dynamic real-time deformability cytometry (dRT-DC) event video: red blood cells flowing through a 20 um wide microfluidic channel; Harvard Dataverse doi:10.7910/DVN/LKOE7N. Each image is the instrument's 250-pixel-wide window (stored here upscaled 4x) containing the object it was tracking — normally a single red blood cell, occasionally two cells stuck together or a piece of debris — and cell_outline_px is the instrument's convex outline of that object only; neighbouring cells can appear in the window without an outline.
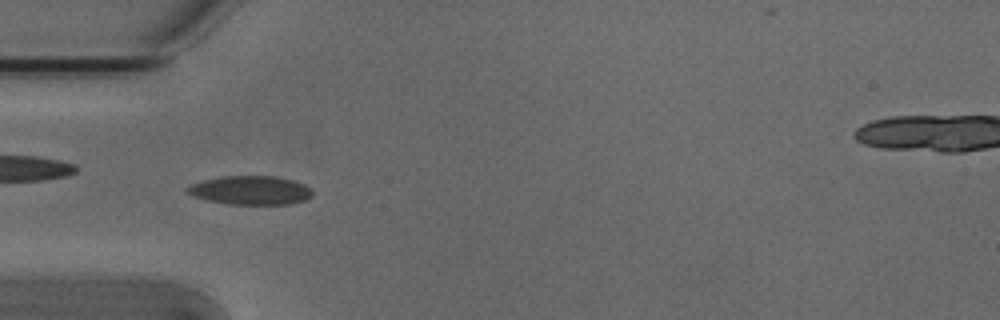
{"species": "Egyptian fruit bat (a non-hibernating species)", "species_latin": "Rousettus aegyptiacus", "temperature_condition": "cold", "stored_images_in_passage": 5, "camera_frame_rate_fps": 3000, "um_per_image_px": 0.085, "animal": {"sex": "male"}, "frame": {"image": 1, "passage_image": 4, "time_ms": 1.0, "image_size_px": [1000, 320], "cell_outline_px": [[312, 196], [304, 200], [292, 204], [228, 204], [208, 200], [192, 196], [184, 188], [192, 184], [204, 180], [220, 176], [276, 176], [292, 180], [304, 184], [312, 188]], "centroid_in_image_um": [21.3, 16.17], "position_along_channel_um": 63.7, "area_um2": 21.04}}